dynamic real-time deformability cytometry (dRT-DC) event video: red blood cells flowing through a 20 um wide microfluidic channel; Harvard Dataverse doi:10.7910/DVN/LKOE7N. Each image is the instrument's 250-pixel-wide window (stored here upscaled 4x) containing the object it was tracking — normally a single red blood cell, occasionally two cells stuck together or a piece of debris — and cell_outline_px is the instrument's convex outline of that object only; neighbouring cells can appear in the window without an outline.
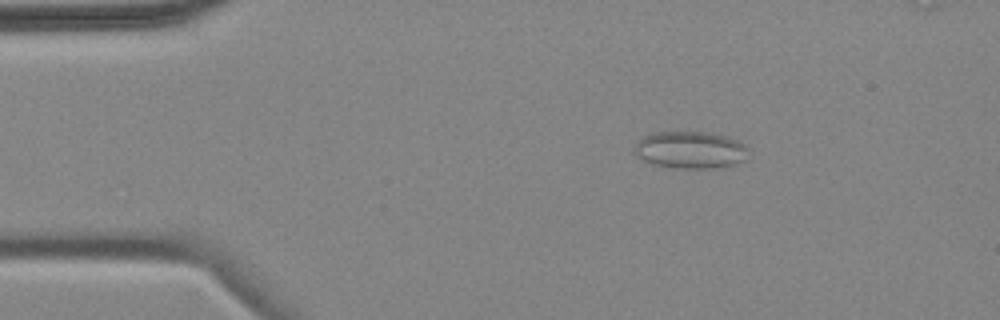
{"species": "common noctule bat (a hibernating species)", "species_latin": "Nyctalus noctula", "temperature_condition": "cold", "stored_images_in_passage": 5, "camera_frame_rate_fps": 3000, "um_per_image_px": 0.085, "animal": {"sex": "female", "body_mass_g": 18.4}, "frame": {"image": 1, "passage_image": 1, "time_ms": 0.0, "image_size_px": [1000, 320], "cell_outline_px": [[748, 148], [744, 160], [736, 164], [716, 168], [676, 168], [656, 164], [644, 160], [636, 156], [632, 152], [632, 148], [644, 136], [656, 132], [704, 132], [724, 136], [736, 140], [744, 144]], "centroid_in_image_um": [58.66, 12.75], "position_along_channel_um": 26.3, "area_um2": 24.51}}
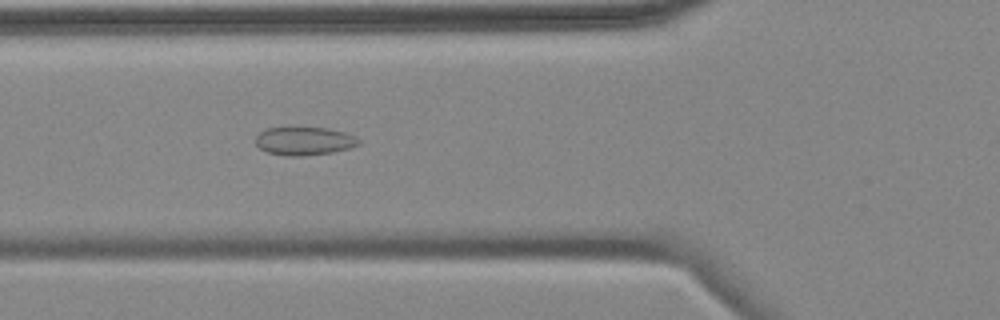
{"frame": {"image": 2, "passage_image": 4, "time_ms": 3.667, "image_size_px": [1000, 320], "cell_outline_px": [[360, 144], [348, 148], [332, 152], [300, 156], [284, 156], [268, 152], [260, 148], [256, 144], [256, 136], [260, 132], [268, 128], [324, 128], [344, 132], [356, 136], [360, 140]], "centroid_in_image_um": [25.86, 11.99], "position_along_channel_um": 99.9, "area_um2": 16.76}}